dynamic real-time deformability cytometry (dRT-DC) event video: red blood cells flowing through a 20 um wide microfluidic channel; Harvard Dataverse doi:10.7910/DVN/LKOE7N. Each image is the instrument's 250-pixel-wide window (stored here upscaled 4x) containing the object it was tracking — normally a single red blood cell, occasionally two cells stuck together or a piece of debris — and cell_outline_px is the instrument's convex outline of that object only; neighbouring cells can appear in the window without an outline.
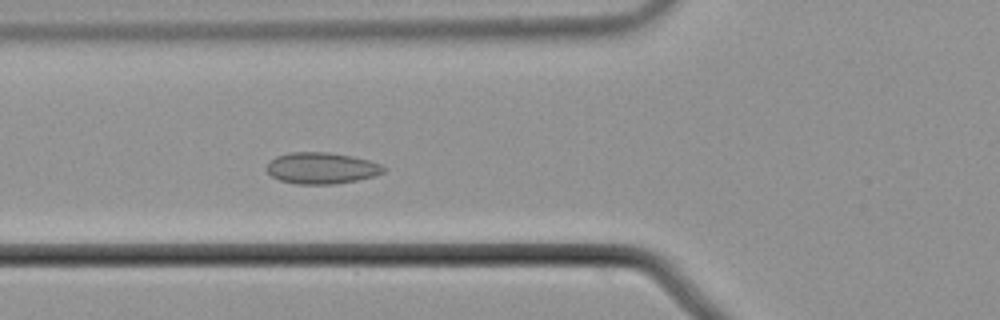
{"species": "common noctule bat (a hibernating species)", "species_latin": "Nyctalus noctula", "temperature_condition": "cold", "stored_images_in_passage": 47, "camera_frame_rate_fps": 3000, "um_per_image_px": 0.085, "animal": {"sex": "male", "body_mass_g": 21.5, "forearm_length_mm": 52.0}, "frame": {"image": 1, "passage_image": 12, "time_ms": 3.667, "image_size_px": [1000, 320], "cell_outline_px": [[388, 168], [384, 172], [376, 176], [336, 184], [296, 184], [280, 180], [272, 176], [264, 168], [276, 156], [288, 152], [328, 152], [352, 156], [368, 160], [380, 164]], "centroid_in_image_um": [27.34, 14.29], "position_along_channel_um": 98.5, "area_um2": 21.5}}
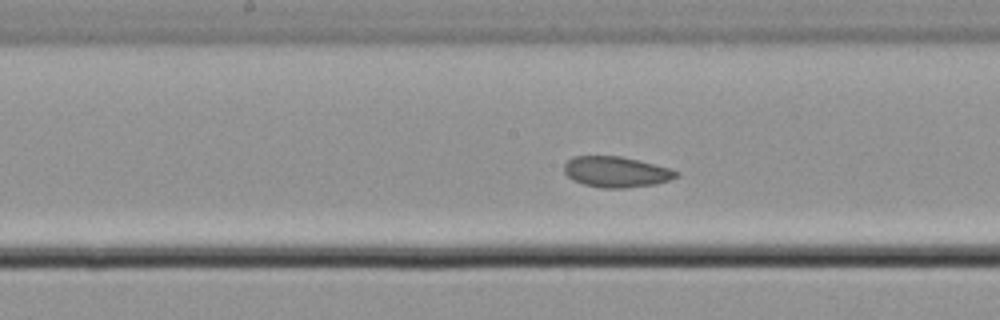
{"frame": {"image": 2, "passage_image": 20, "time_ms": 6.333, "image_size_px": [1000, 320], "cell_outline_px": [[680, 176], [656, 184], [624, 188], [604, 188], [584, 184], [572, 180], [564, 172], [564, 164], [572, 156], [620, 156], [668, 168], [680, 172]], "centroid_in_image_um": [52.36, 14.61], "position_along_channel_um": 195.8, "area_um2": 19.94}}
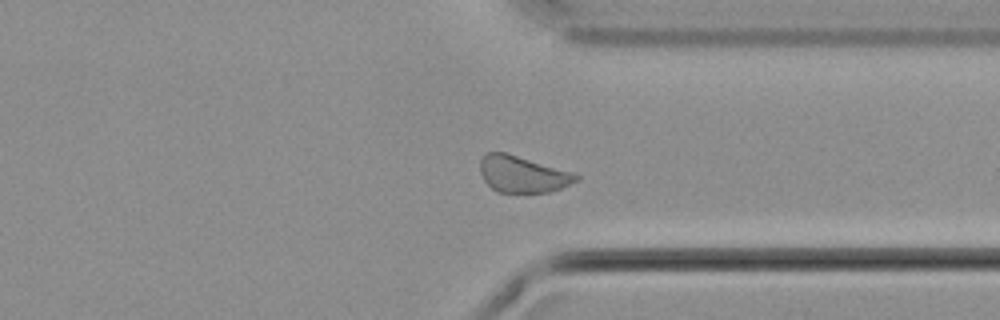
{"frame": {"image": 3, "passage_image": 34, "time_ms": 11.0, "image_size_px": [1000, 320], "cell_outline_px": [[580, 180], [552, 192], [528, 196], [496, 192], [484, 180], [480, 172], [480, 160], [484, 152], [504, 152], [572, 172], [580, 176]], "centroid_in_image_um": [44.42, 14.87], "position_along_channel_um": 367.0, "area_um2": 21.21}, "authors_computed_cell_mechanics": {"area_um2": 21.097, "velocity_mm_per_s": 3.6559, "shape_relaxation_time_tau1_ms": null, "shape_relaxation_time_tau2_ms": 9.4703, "deformation_change_tau1": null, "deformation_change_tau2": 0.0986}}